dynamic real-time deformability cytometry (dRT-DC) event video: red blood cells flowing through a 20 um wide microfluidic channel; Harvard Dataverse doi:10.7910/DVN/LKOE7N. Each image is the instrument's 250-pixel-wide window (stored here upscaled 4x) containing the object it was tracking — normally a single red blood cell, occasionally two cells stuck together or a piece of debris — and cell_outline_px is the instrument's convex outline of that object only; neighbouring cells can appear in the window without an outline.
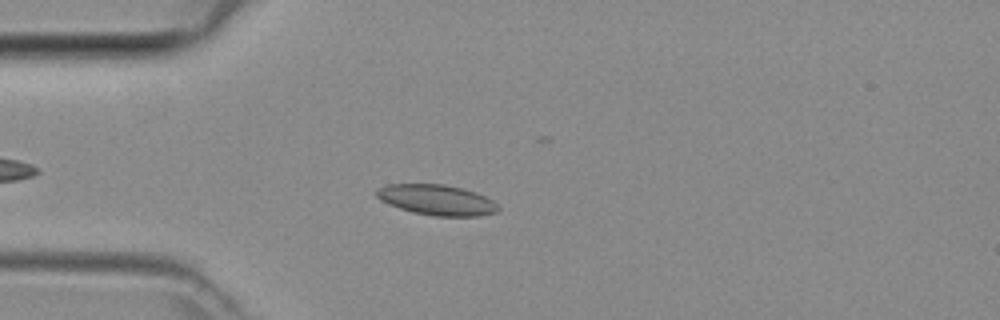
{"species": "common noctule bat (a hibernating species)", "species_latin": "Nyctalus noctula", "temperature_condition": "room temperature", "stored_images_in_passage": 37, "camera_frame_rate_fps": 3000, "um_per_image_px": 0.085, "animal": {"sex": "female", "body_mass_g": 29.2, "forearm_length_mm": 56.3}, "frame": {"image": 1, "passage_image": 2, "time_ms": 0.333, "image_size_px": [1000, 320], "cell_outline_px": [[500, 208], [496, 212], [476, 216], [432, 216], [412, 212], [388, 204], [380, 200], [376, 196], [376, 188], [388, 184], [444, 184], [476, 192], [492, 200]], "centroid_in_image_um": [37.09, 16.99], "position_along_channel_um": 47.9, "area_um2": 21.56}}
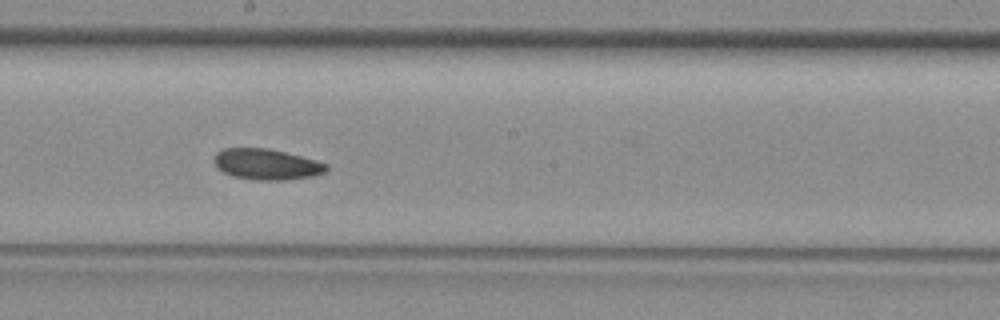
{"frame": {"image": 2, "passage_image": 15, "time_ms": 4.667, "image_size_px": [1000, 320], "cell_outline_px": [[328, 168], [324, 172], [312, 176], [284, 180], [256, 180], [232, 176], [216, 168], [212, 160], [216, 152], [224, 148], [268, 148], [316, 160], [328, 164]], "centroid_in_image_um": [22.61, 13.96], "position_along_channel_um": 225.6, "area_um2": 20.23}}
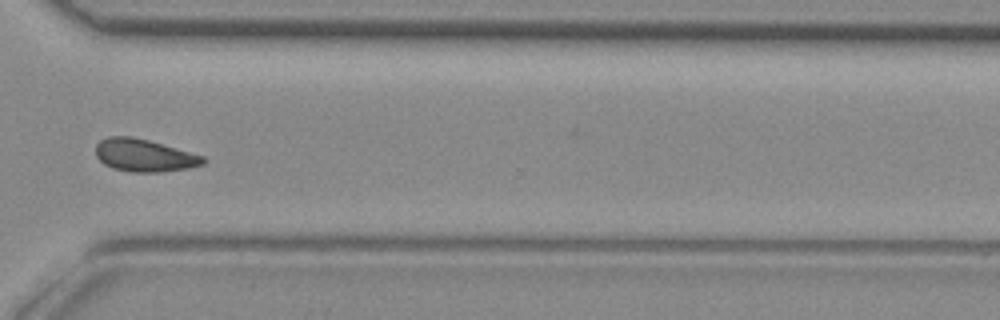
{"frame": {"image": 3, "passage_image": 24, "time_ms": 7.667, "image_size_px": [1000, 320], "cell_outline_px": [[208, 160], [204, 164], [188, 168], [160, 172], [132, 172], [112, 168], [104, 164], [96, 156], [96, 144], [100, 140], [108, 136], [132, 136], [148, 140], [204, 156]], "centroid_in_image_um": [12.25, 13.21], "position_along_channel_um": 358.3, "area_um2": 20.4}}